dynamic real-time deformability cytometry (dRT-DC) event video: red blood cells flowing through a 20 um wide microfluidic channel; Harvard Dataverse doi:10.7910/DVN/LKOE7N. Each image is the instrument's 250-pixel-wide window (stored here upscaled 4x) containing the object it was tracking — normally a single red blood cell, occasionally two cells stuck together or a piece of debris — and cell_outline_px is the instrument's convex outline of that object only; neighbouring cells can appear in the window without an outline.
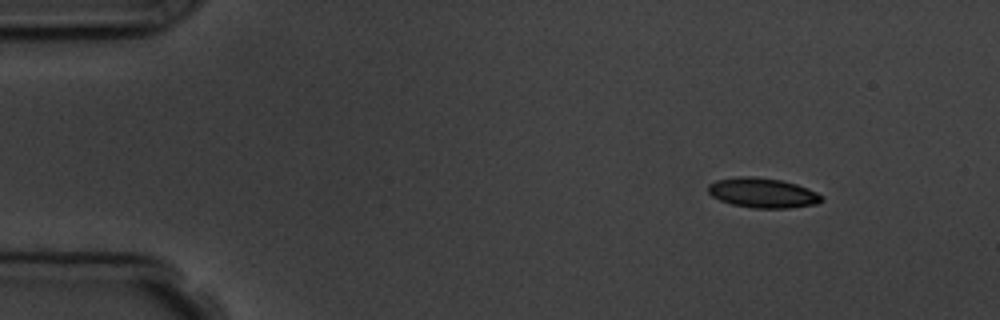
{"species": "common noctule bat (a hibernating species)", "species_latin": "Nyctalus noctula", "temperature_condition": "room temperature", "stored_images_in_passage": 5, "camera_frame_rate_fps": 3000, "um_per_image_px": 0.085, "animal": {"sex": "male", "body_mass_g": 19.5, "forearm_length_mm": 54.6}, "frame": {"image": 1, "passage_image": 1, "time_ms": 0.0, "image_size_px": [1000, 320], "cell_outline_px": [[824, 200], [816, 204], [788, 208], [752, 208], [732, 204], [720, 200], [712, 196], [708, 192], [708, 184], [716, 180], [740, 176], [752, 176], [780, 180], [796, 184], [808, 188], [824, 196]], "centroid_in_image_um": [64.83, 16.39], "position_along_channel_um": 20.2, "area_um2": 19.77}}
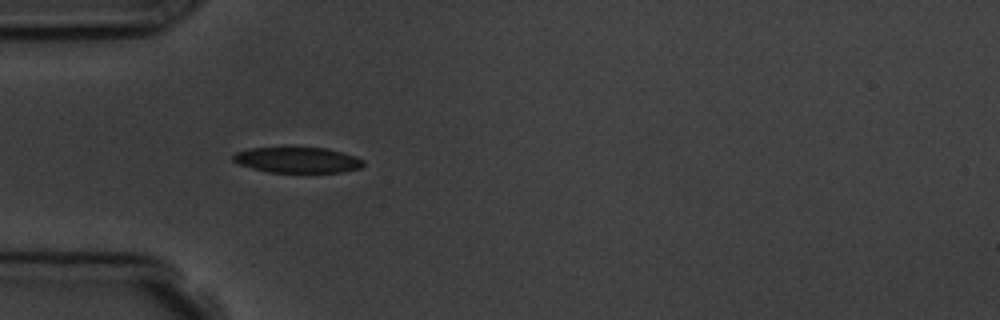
{"frame": {"image": 2, "passage_image": 4, "time_ms": 3.333, "image_size_px": [1000, 320], "cell_outline_px": [[364, 164], [360, 168], [340, 172], [268, 172], [252, 168], [240, 164], [232, 160], [232, 156], [236, 152], [248, 148], [324, 148], [356, 156], [364, 160]], "centroid_in_image_um": [25.27, 13.6], "position_along_channel_um": 59.7, "area_um2": 19.25}}